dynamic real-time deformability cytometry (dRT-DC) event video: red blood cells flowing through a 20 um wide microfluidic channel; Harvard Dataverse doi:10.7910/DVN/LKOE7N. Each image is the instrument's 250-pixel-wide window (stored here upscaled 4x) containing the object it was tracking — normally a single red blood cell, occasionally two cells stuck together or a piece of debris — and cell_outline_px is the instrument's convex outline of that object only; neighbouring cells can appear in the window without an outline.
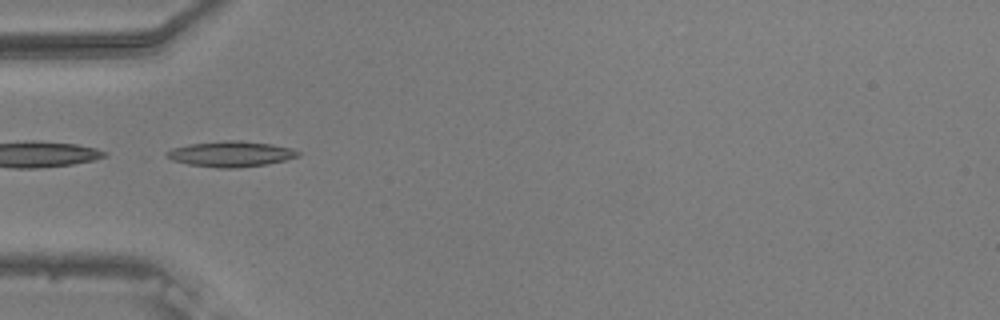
{"species": "common noctule bat (a hibernating species)", "species_latin": "Nyctalus noctula", "temperature_condition": "warm", "stored_images_in_passage": 3, "camera_frame_rate_fps": 3000, "um_per_image_px": 0.085, "animal": {"sex": "male", "body_mass_g": 20.5, "forearm_length_mm": 52.5}, "frame": {"image": 1, "passage_image": 1, "time_ms": 0.0, "image_size_px": [1000, 320], "cell_outline_px": [[300, 156], [268, 164], [232, 168], [220, 168], [188, 164], [172, 160], [164, 156], [164, 152], [172, 148], [188, 144], [224, 140], [240, 140], [272, 144], [292, 148], [300, 152]], "centroid_in_image_um": [19.6, 13.08], "position_along_channel_um": 65.4, "area_um2": 19.71}}